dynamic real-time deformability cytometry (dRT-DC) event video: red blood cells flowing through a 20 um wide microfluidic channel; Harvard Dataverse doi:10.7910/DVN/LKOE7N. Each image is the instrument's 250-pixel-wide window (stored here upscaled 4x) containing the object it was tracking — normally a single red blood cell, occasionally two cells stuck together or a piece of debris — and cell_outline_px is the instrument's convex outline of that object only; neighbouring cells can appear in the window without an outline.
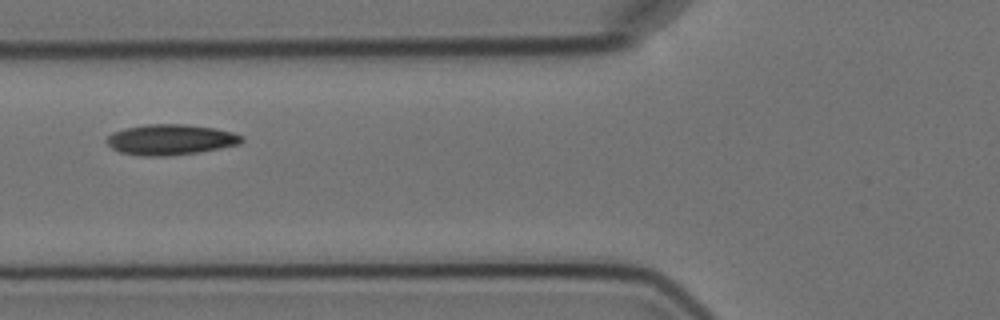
{"species": "Egyptian fruit bat (a non-hibernating species)", "species_latin": "Rousettus aegyptiacus", "temperature_condition": "cold", "stored_images_in_passage": 7, "camera_frame_rate_fps": 3000, "um_per_image_px": 0.085, "animal": {"sex": "female"}, "frame": {"image": 1, "passage_image": 3, "time_ms": 2.333, "image_size_px": [1000, 320], "cell_outline_px": [[244, 140], [240, 144], [196, 152], [164, 156], [140, 156], [120, 152], [112, 148], [104, 140], [112, 132], [124, 128], [144, 124], [184, 124], [212, 128], [232, 132], [244, 136]], "centroid_in_image_um": [14.45, 11.86], "position_along_channel_um": 111.3, "area_um2": 23.99}}
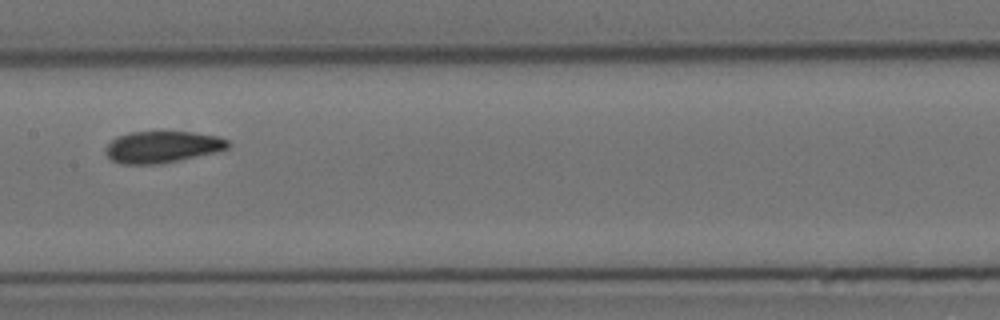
{"frame": {"image": 2, "passage_image": 5, "time_ms": 4.667, "image_size_px": [1000, 320], "cell_outline_px": [[232, 144], [228, 148], [216, 152], [160, 164], [120, 164], [112, 160], [104, 152], [104, 148], [116, 136], [128, 132], [188, 132], [216, 136], [228, 140]], "centroid_in_image_um": [13.76, 12.49], "position_along_channel_um": 193.6, "area_um2": 22.6}}
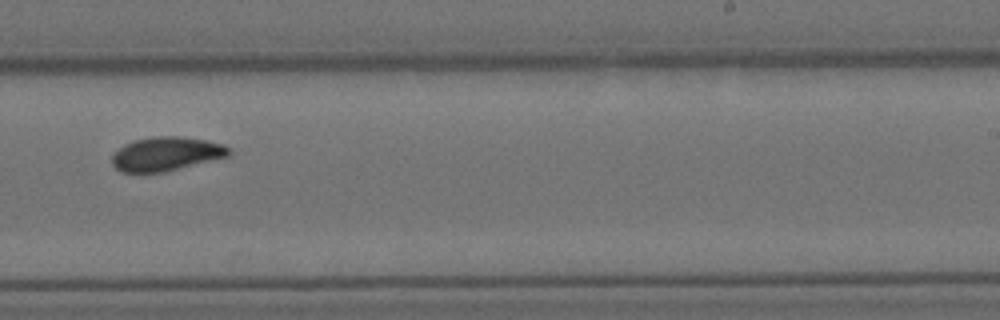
{"frame": {"image": 3, "passage_image": 7, "time_ms": 7.0, "image_size_px": [1000, 320], "cell_outline_px": [[232, 152], [228, 156], [164, 172], [120, 172], [112, 164], [112, 156], [124, 144], [132, 140], [156, 136], [176, 136], [204, 140], [224, 144]], "centroid_in_image_um": [14.11, 13.08], "position_along_channel_um": 274.9, "area_um2": 22.89}}